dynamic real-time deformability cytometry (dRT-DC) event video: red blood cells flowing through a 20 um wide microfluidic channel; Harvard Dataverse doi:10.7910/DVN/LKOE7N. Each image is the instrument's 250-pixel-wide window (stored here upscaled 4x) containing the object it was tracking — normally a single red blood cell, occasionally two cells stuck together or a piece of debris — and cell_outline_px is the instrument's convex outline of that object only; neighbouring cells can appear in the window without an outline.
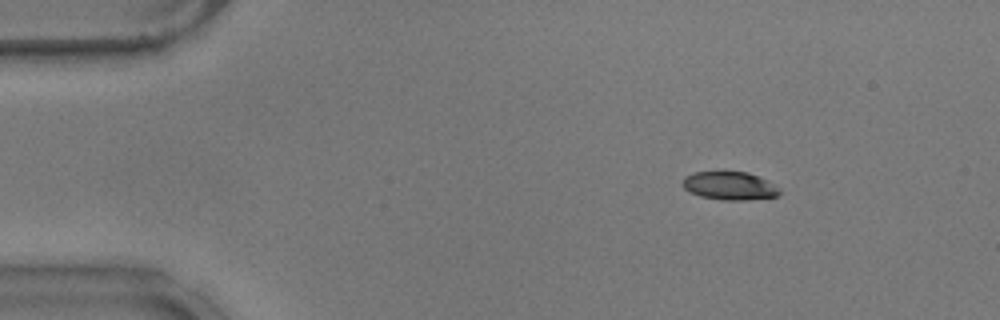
{"species": "common noctule bat (a hibernating species)", "species_latin": "Nyctalus noctula", "temperature_condition": "warm", "stored_images_in_passage": 48, "camera_frame_rate_fps": 3000, "um_per_image_px": 0.085, "animal": {"sex": "male", "body_mass_g": 17.9}, "frame": {"image": 1, "passage_image": 1, "time_ms": 0.0, "image_size_px": [1000, 320], "cell_outline_px": [[780, 196], [744, 200], [720, 200], [700, 196], [688, 192], [680, 184], [684, 176], [692, 172], [748, 172], [780, 188]], "centroid_in_image_um": [61.95, 15.8], "position_along_channel_um": 23.0, "area_um2": 16.01}}
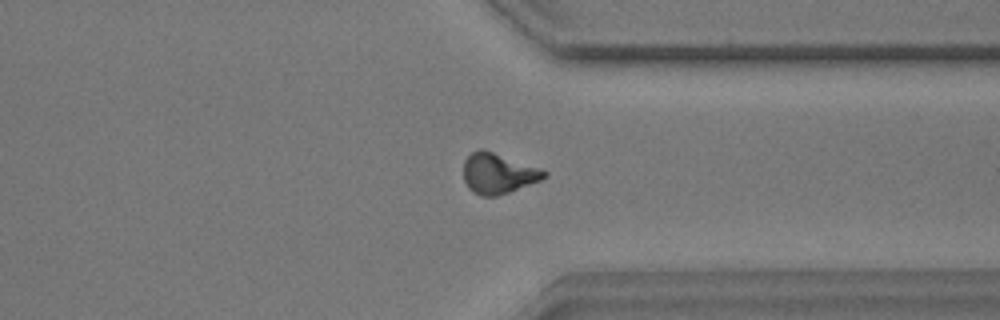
{"frame": {"image": 2, "passage_image": 35, "time_ms": 11.333, "image_size_px": [1000, 320], "cell_outline_px": [[548, 176], [540, 180], [508, 192], [496, 196], [480, 196], [472, 192], [468, 188], [464, 180], [464, 160], [472, 152], [480, 148], [484, 148], [540, 168], [548, 172]], "centroid_in_image_um": [42.33, 14.73], "position_along_channel_um": 369.1, "area_um2": 19.07}}
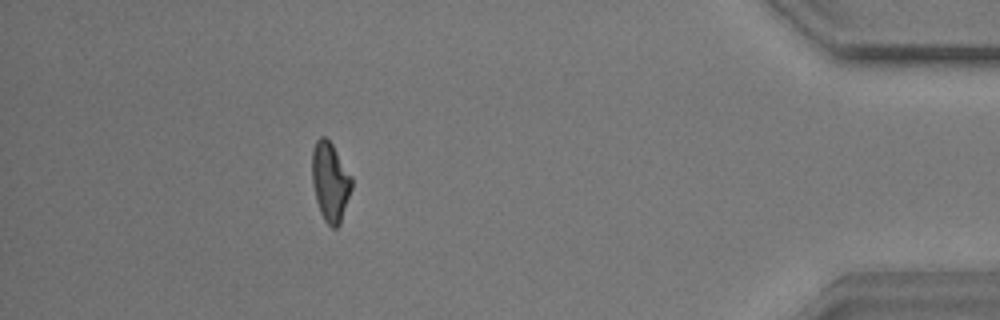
{"frame": {"image": 3, "passage_image": 42, "time_ms": 13.667, "image_size_px": [1000, 320], "cell_outline_px": [[352, 188], [340, 224], [336, 228], [332, 228], [324, 220], [320, 212], [316, 200], [312, 184], [312, 148], [316, 140], [320, 136], [324, 136], [332, 144], [352, 176]], "centroid_in_image_um": [28.06, 15.45], "position_along_channel_um": 407.1, "area_um2": 18.38}, "authors_computed_cell_mechanics": {"area_um2": 18.3804, "velocity_mm_per_s": 3.7354, "shape_relaxation_time_tau1_ms": 6.822, "shape_relaxation_time_tau2_ms": 2.1937, "deformation_change_tau1": 0.1745, "deformation_change_tau2": 0.0831}}